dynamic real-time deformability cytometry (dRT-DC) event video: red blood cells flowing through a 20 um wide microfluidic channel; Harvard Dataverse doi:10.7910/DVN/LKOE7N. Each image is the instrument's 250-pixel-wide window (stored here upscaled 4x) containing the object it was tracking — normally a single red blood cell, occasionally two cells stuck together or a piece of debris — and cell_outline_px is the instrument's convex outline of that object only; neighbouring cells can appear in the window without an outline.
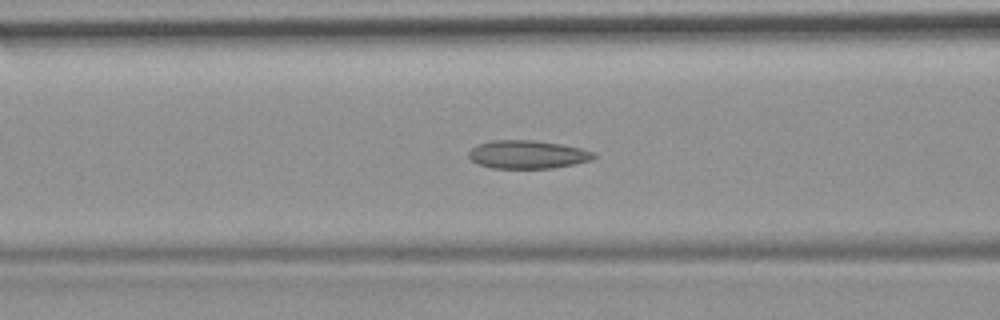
{"species": "common noctule bat (a hibernating species)", "species_latin": "Nyctalus noctula", "temperature_condition": "room temperature", "stored_images_in_passage": 40, "camera_frame_rate_fps": 3000, "um_per_image_px": 0.085, "animal": {"sex": "female", "body_mass_g": 19.9}, "frame": {"image": 1, "passage_image": 7, "time_ms": 2.0, "image_size_px": [1000, 320], "cell_outline_px": [[596, 156], [592, 160], [552, 168], [492, 168], [480, 164], [472, 160], [468, 156], [468, 152], [476, 144], [492, 140], [536, 140], [560, 144], [580, 148], [596, 152]], "centroid_in_image_um": [44.84, 13.12], "position_along_channel_um": 121.8, "area_um2": 20.58}}